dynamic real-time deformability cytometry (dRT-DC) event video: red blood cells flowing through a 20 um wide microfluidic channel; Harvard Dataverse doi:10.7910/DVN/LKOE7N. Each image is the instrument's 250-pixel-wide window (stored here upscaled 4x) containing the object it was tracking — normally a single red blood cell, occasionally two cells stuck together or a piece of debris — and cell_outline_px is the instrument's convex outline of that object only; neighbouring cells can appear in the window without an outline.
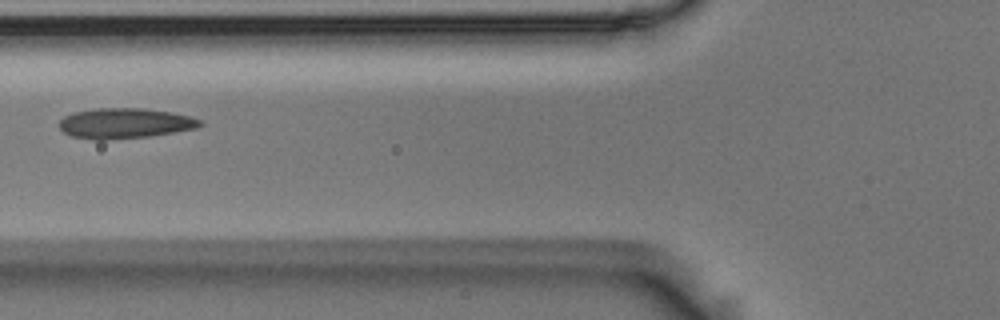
{"species": "Egyptian fruit bat (a non-hibernating species)", "species_latin": "Rousettus aegyptiacus", "temperature_condition": "room temperature", "stored_images_in_passage": 5, "camera_frame_rate_fps": 3000, "um_per_image_px": 0.085, "animal": {"sex": "male"}, "frame": {"image": 1, "passage_image": 5, "time_ms": 1.333, "image_size_px": [1000, 320], "cell_outline_px": [[204, 124], [196, 128], [152, 136], [104, 140], [96, 140], [72, 136], [64, 132], [60, 128], [60, 120], [64, 116], [72, 112], [96, 108], [144, 108], [172, 112], [188, 116], [200, 120]], "centroid_in_image_um": [10.6, 10.47], "position_along_channel_um": 115.2, "area_um2": 24.91}}